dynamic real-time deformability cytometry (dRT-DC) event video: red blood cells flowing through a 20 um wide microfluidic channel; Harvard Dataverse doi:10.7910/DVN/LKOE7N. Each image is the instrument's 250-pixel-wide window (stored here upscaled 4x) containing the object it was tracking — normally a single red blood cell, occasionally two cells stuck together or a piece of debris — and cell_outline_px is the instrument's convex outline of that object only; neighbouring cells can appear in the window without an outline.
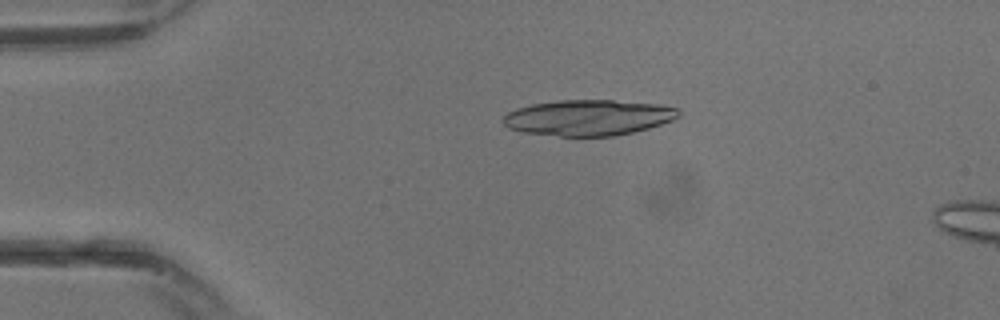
{"species": "common noctule bat (a hibernating species)", "species_latin": "Nyctalus noctula", "temperature_condition": "warm", "stored_images_in_passage": 8, "camera_frame_rate_fps": 3000, "um_per_image_px": 0.085, "animal": {"sex": "male", "body_mass_g": 13.3}, "frame": {"image": 1, "passage_image": 6, "time_ms": 1.667, "image_size_px": [1000, 320], "cell_outline_px": [[680, 116], [672, 120], [648, 128], [616, 136], [560, 136], [520, 132], [508, 128], [500, 120], [508, 112], [516, 108], [532, 104], [556, 100], [612, 100], [660, 104], [676, 108], [680, 112]], "centroid_in_image_um": [49.97, 9.99], "position_along_channel_um": 35.0, "area_um2": 36.76}}